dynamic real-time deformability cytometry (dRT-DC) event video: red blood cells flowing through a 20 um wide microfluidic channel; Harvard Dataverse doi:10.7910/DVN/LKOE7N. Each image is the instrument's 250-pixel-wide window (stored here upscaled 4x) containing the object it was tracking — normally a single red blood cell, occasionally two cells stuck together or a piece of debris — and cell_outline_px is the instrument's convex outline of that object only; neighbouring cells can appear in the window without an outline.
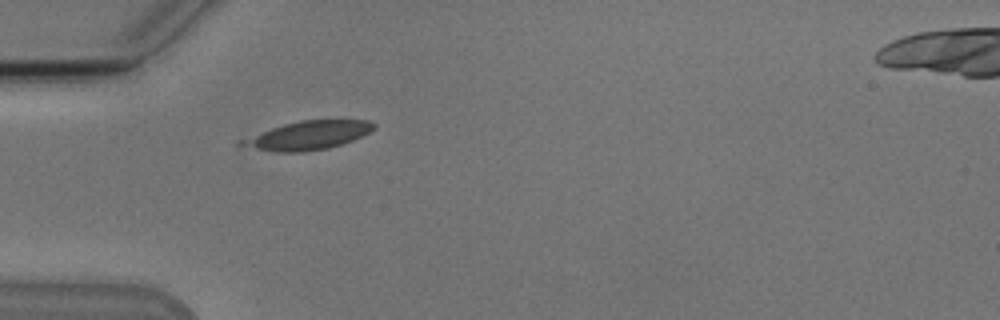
{"species": "Egyptian fruit bat (a non-hibernating species)", "species_latin": "Rousettus aegyptiacus", "temperature_condition": "cold", "stored_images_in_passage": 24, "camera_frame_rate_fps": 3000, "um_per_image_px": 0.085, "animal": {"sex": "male"}, "frame": {"image": 1, "passage_image": 1, "time_ms": 0.0, "image_size_px": [1000, 320], "cell_outline_px": [[376, 128], [352, 140], [328, 148], [304, 152], [276, 152], [236, 144], [236, 140], [284, 124], [300, 120], [368, 120], [376, 124]], "centroid_in_image_um": [26.15, 11.5], "position_along_channel_um": 58.9, "area_um2": 21.85}}
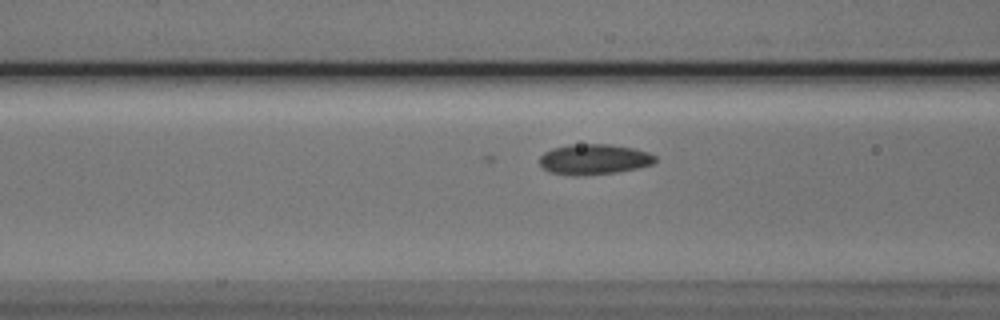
{"frame": {"image": 2, "passage_image": 6, "time_ms": 1.667, "image_size_px": [1000, 320], "cell_outline_px": [[656, 160], [652, 164], [636, 168], [616, 172], [552, 172], [544, 168], [540, 164], [540, 156], [544, 152], [552, 148], [568, 144], [612, 144], [632, 148], [648, 152], [656, 156]], "centroid_in_image_um": [50.53, 13.47], "position_along_channel_um": 116.1, "area_um2": 19.48}}
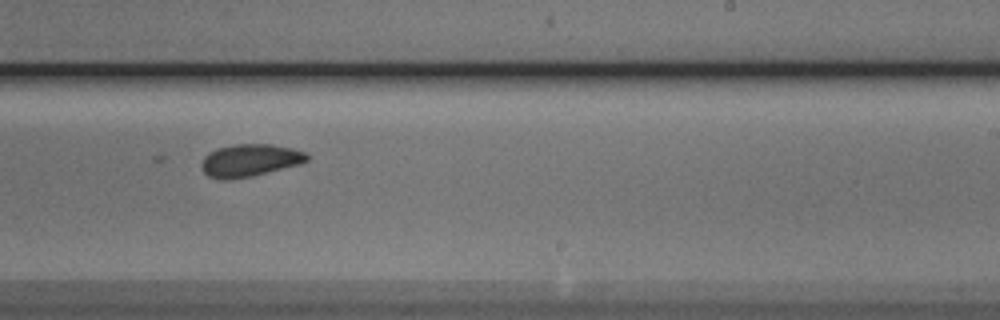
{"frame": {"image": 3, "passage_image": 18, "time_ms": 5.667, "image_size_px": [1000, 320], "cell_outline_px": [[308, 160], [300, 164], [252, 176], [224, 180], [208, 176], [200, 168], [200, 164], [204, 156], [208, 152], [216, 148], [232, 144], [272, 144], [292, 148], [308, 152]], "centroid_in_image_um": [21.22, 13.61], "position_along_channel_um": 267.8, "area_um2": 20.17}}